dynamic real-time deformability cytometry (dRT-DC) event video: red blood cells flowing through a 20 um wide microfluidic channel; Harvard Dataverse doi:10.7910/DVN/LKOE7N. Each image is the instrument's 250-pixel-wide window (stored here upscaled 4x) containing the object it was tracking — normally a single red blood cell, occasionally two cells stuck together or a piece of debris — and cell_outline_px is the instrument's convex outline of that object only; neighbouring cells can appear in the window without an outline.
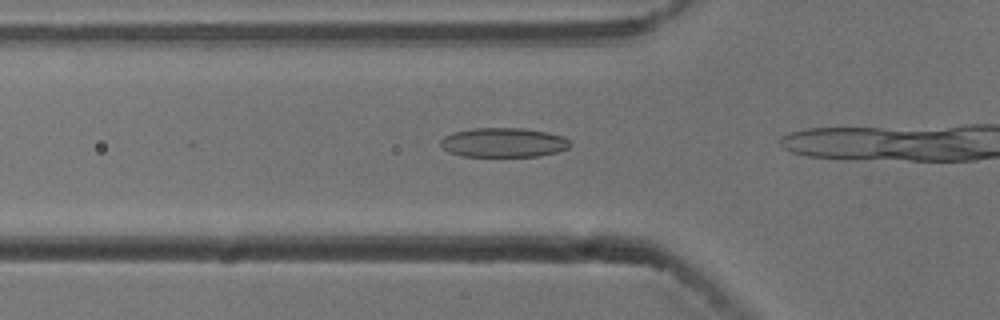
{"species": "common noctule bat (a hibernating species)", "species_latin": "Nyctalus noctula", "temperature_condition": "cold", "stored_images_in_passage": 5, "camera_frame_rate_fps": 3000, "um_per_image_px": 0.085, "animal": {"sex": "male", "body_mass_g": 13.3}, "frame": {"image": 1, "passage_image": 3, "time_ms": 0.667, "image_size_px": [1000, 320], "cell_outline_px": [[572, 144], [568, 148], [556, 152], [536, 156], [460, 156], [444, 148], [440, 144], [440, 140], [444, 136], [452, 132], [476, 128], [524, 128], [548, 132], [564, 136]], "centroid_in_image_um": [42.81, 12.1], "position_along_channel_um": 83.0, "area_um2": 22.14}}